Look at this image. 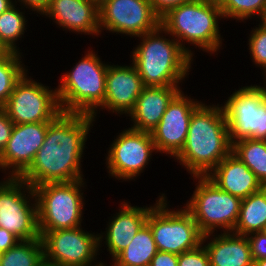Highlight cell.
<instances>
[{"label":"cell","instance_id":"cell-1","mask_svg":"<svg viewBox=\"0 0 266 266\" xmlns=\"http://www.w3.org/2000/svg\"><path fill=\"white\" fill-rule=\"evenodd\" d=\"M95 122L92 115L61 112L48 125L43 145L19 178L31 187L85 179L82 159Z\"/></svg>","mask_w":266,"mask_h":266},{"label":"cell","instance_id":"cell-2","mask_svg":"<svg viewBox=\"0 0 266 266\" xmlns=\"http://www.w3.org/2000/svg\"><path fill=\"white\" fill-rule=\"evenodd\" d=\"M231 152L222 105L203 102L192 113L185 145L173 161L185 168L191 177L207 176Z\"/></svg>","mask_w":266,"mask_h":266},{"label":"cell","instance_id":"cell-3","mask_svg":"<svg viewBox=\"0 0 266 266\" xmlns=\"http://www.w3.org/2000/svg\"><path fill=\"white\" fill-rule=\"evenodd\" d=\"M137 38L139 44L130 51V61L137 68L143 85L183 86L193 69L194 58L178 41L161 25Z\"/></svg>","mask_w":266,"mask_h":266},{"label":"cell","instance_id":"cell-4","mask_svg":"<svg viewBox=\"0 0 266 266\" xmlns=\"http://www.w3.org/2000/svg\"><path fill=\"white\" fill-rule=\"evenodd\" d=\"M221 19L224 21L220 6L207 0H190L170 9L160 18V25L192 58L196 57L193 47L216 56L224 45L219 30Z\"/></svg>","mask_w":266,"mask_h":266},{"label":"cell","instance_id":"cell-5","mask_svg":"<svg viewBox=\"0 0 266 266\" xmlns=\"http://www.w3.org/2000/svg\"><path fill=\"white\" fill-rule=\"evenodd\" d=\"M88 47L84 57L63 73L56 87L61 112L93 115L104 103L110 62Z\"/></svg>","mask_w":266,"mask_h":266},{"label":"cell","instance_id":"cell-6","mask_svg":"<svg viewBox=\"0 0 266 266\" xmlns=\"http://www.w3.org/2000/svg\"><path fill=\"white\" fill-rule=\"evenodd\" d=\"M85 180L44 183L33 187L37 202L39 232L82 226L86 204Z\"/></svg>","mask_w":266,"mask_h":266},{"label":"cell","instance_id":"cell-7","mask_svg":"<svg viewBox=\"0 0 266 266\" xmlns=\"http://www.w3.org/2000/svg\"><path fill=\"white\" fill-rule=\"evenodd\" d=\"M195 190L183 207L197 223L199 231L210 233L233 232L242 199L222 191L207 176H194ZM219 229V230H218ZM222 229V230H221Z\"/></svg>","mask_w":266,"mask_h":266},{"label":"cell","instance_id":"cell-8","mask_svg":"<svg viewBox=\"0 0 266 266\" xmlns=\"http://www.w3.org/2000/svg\"><path fill=\"white\" fill-rule=\"evenodd\" d=\"M163 196L149 211V225L158 251L180 255L202 244L203 234L191 214L182 205L176 210L169 207Z\"/></svg>","mask_w":266,"mask_h":266},{"label":"cell","instance_id":"cell-9","mask_svg":"<svg viewBox=\"0 0 266 266\" xmlns=\"http://www.w3.org/2000/svg\"><path fill=\"white\" fill-rule=\"evenodd\" d=\"M234 90L221 104L231 143L244 138L266 140V85L247 84Z\"/></svg>","mask_w":266,"mask_h":266},{"label":"cell","instance_id":"cell-10","mask_svg":"<svg viewBox=\"0 0 266 266\" xmlns=\"http://www.w3.org/2000/svg\"><path fill=\"white\" fill-rule=\"evenodd\" d=\"M0 227L20 240L40 238L34 188L20 178L0 180Z\"/></svg>","mask_w":266,"mask_h":266},{"label":"cell","instance_id":"cell-11","mask_svg":"<svg viewBox=\"0 0 266 266\" xmlns=\"http://www.w3.org/2000/svg\"><path fill=\"white\" fill-rule=\"evenodd\" d=\"M43 244L44 262L55 266H97L99 233L79 226L39 232Z\"/></svg>","mask_w":266,"mask_h":266},{"label":"cell","instance_id":"cell-12","mask_svg":"<svg viewBox=\"0 0 266 266\" xmlns=\"http://www.w3.org/2000/svg\"><path fill=\"white\" fill-rule=\"evenodd\" d=\"M28 73L16 83L1 108L14 124L52 122L61 113L56 87L33 80Z\"/></svg>","mask_w":266,"mask_h":266},{"label":"cell","instance_id":"cell-13","mask_svg":"<svg viewBox=\"0 0 266 266\" xmlns=\"http://www.w3.org/2000/svg\"><path fill=\"white\" fill-rule=\"evenodd\" d=\"M117 134L105 154L108 177L120 182L136 181L152 161L153 153H158L152 136L129 127Z\"/></svg>","mask_w":266,"mask_h":266},{"label":"cell","instance_id":"cell-14","mask_svg":"<svg viewBox=\"0 0 266 266\" xmlns=\"http://www.w3.org/2000/svg\"><path fill=\"white\" fill-rule=\"evenodd\" d=\"M100 37L102 32L133 37L156 30L160 17L149 0H107L99 6Z\"/></svg>","mask_w":266,"mask_h":266},{"label":"cell","instance_id":"cell-15","mask_svg":"<svg viewBox=\"0 0 266 266\" xmlns=\"http://www.w3.org/2000/svg\"><path fill=\"white\" fill-rule=\"evenodd\" d=\"M203 103L183 89L168 104L159 124L151 131L159 154L175 158L185 145L192 113Z\"/></svg>","mask_w":266,"mask_h":266},{"label":"cell","instance_id":"cell-16","mask_svg":"<svg viewBox=\"0 0 266 266\" xmlns=\"http://www.w3.org/2000/svg\"><path fill=\"white\" fill-rule=\"evenodd\" d=\"M51 122L14 124L10 139L0 154L4 177L19 178L33 162Z\"/></svg>","mask_w":266,"mask_h":266},{"label":"cell","instance_id":"cell-17","mask_svg":"<svg viewBox=\"0 0 266 266\" xmlns=\"http://www.w3.org/2000/svg\"><path fill=\"white\" fill-rule=\"evenodd\" d=\"M160 195L155 200L153 205H132L130 201L121 200L118 204V212L111 214L108 217L106 231L99 233V250H106L109 252L107 256L116 257L122 250H124L132 241L137 232L146 223L150 209L163 197L165 193ZM103 244V245H102Z\"/></svg>","mask_w":266,"mask_h":266},{"label":"cell","instance_id":"cell-18","mask_svg":"<svg viewBox=\"0 0 266 266\" xmlns=\"http://www.w3.org/2000/svg\"><path fill=\"white\" fill-rule=\"evenodd\" d=\"M130 63L118 65L110 62L106 74L104 103L92 115L95 121L103 110L119 117L124 115L126 118L133 110L144 85L137 68L131 61Z\"/></svg>","mask_w":266,"mask_h":266},{"label":"cell","instance_id":"cell-19","mask_svg":"<svg viewBox=\"0 0 266 266\" xmlns=\"http://www.w3.org/2000/svg\"><path fill=\"white\" fill-rule=\"evenodd\" d=\"M42 17L66 33L99 37V7L92 0H51Z\"/></svg>","mask_w":266,"mask_h":266},{"label":"cell","instance_id":"cell-20","mask_svg":"<svg viewBox=\"0 0 266 266\" xmlns=\"http://www.w3.org/2000/svg\"><path fill=\"white\" fill-rule=\"evenodd\" d=\"M182 86H144L133 110L127 117L129 128L149 132L159 124L168 104L184 88Z\"/></svg>","mask_w":266,"mask_h":266},{"label":"cell","instance_id":"cell-21","mask_svg":"<svg viewBox=\"0 0 266 266\" xmlns=\"http://www.w3.org/2000/svg\"><path fill=\"white\" fill-rule=\"evenodd\" d=\"M207 177L222 191L244 199L264 186L256 175L232 152Z\"/></svg>","mask_w":266,"mask_h":266},{"label":"cell","instance_id":"cell-22","mask_svg":"<svg viewBox=\"0 0 266 266\" xmlns=\"http://www.w3.org/2000/svg\"><path fill=\"white\" fill-rule=\"evenodd\" d=\"M202 244L209 255L210 266H253L247 236L233 232L203 235Z\"/></svg>","mask_w":266,"mask_h":266},{"label":"cell","instance_id":"cell-23","mask_svg":"<svg viewBox=\"0 0 266 266\" xmlns=\"http://www.w3.org/2000/svg\"><path fill=\"white\" fill-rule=\"evenodd\" d=\"M266 225V187L242 199L233 233L248 235L263 231Z\"/></svg>","mask_w":266,"mask_h":266},{"label":"cell","instance_id":"cell-24","mask_svg":"<svg viewBox=\"0 0 266 266\" xmlns=\"http://www.w3.org/2000/svg\"><path fill=\"white\" fill-rule=\"evenodd\" d=\"M25 10L22 6L19 7L18 5L17 7V4L14 3L5 12L0 14V52L23 53L20 47H18V41L25 37L24 33L27 32V26H29L27 25L29 22L25 16Z\"/></svg>","mask_w":266,"mask_h":266},{"label":"cell","instance_id":"cell-25","mask_svg":"<svg viewBox=\"0 0 266 266\" xmlns=\"http://www.w3.org/2000/svg\"><path fill=\"white\" fill-rule=\"evenodd\" d=\"M157 252L152 231L149 225L145 223L130 244L116 258L128 265L149 266Z\"/></svg>","mask_w":266,"mask_h":266},{"label":"cell","instance_id":"cell-26","mask_svg":"<svg viewBox=\"0 0 266 266\" xmlns=\"http://www.w3.org/2000/svg\"><path fill=\"white\" fill-rule=\"evenodd\" d=\"M232 153L239 158L266 187V140L244 138L232 143Z\"/></svg>","mask_w":266,"mask_h":266},{"label":"cell","instance_id":"cell-27","mask_svg":"<svg viewBox=\"0 0 266 266\" xmlns=\"http://www.w3.org/2000/svg\"><path fill=\"white\" fill-rule=\"evenodd\" d=\"M22 57L23 54L16 52H0V107L8 101L16 83L28 71Z\"/></svg>","mask_w":266,"mask_h":266},{"label":"cell","instance_id":"cell-28","mask_svg":"<svg viewBox=\"0 0 266 266\" xmlns=\"http://www.w3.org/2000/svg\"><path fill=\"white\" fill-rule=\"evenodd\" d=\"M44 262L41 238L20 240L1 253L0 266H41Z\"/></svg>","mask_w":266,"mask_h":266},{"label":"cell","instance_id":"cell-29","mask_svg":"<svg viewBox=\"0 0 266 266\" xmlns=\"http://www.w3.org/2000/svg\"><path fill=\"white\" fill-rule=\"evenodd\" d=\"M224 20L245 22L255 18L262 21L266 14V0H226L220 6ZM258 18V20H257Z\"/></svg>","mask_w":266,"mask_h":266},{"label":"cell","instance_id":"cell-30","mask_svg":"<svg viewBox=\"0 0 266 266\" xmlns=\"http://www.w3.org/2000/svg\"><path fill=\"white\" fill-rule=\"evenodd\" d=\"M259 24L251 28L248 36V50L250 59L255 67L261 69L263 74L266 71V24L262 21H257Z\"/></svg>","mask_w":266,"mask_h":266},{"label":"cell","instance_id":"cell-31","mask_svg":"<svg viewBox=\"0 0 266 266\" xmlns=\"http://www.w3.org/2000/svg\"><path fill=\"white\" fill-rule=\"evenodd\" d=\"M178 266H210L209 255L204 245L178 255Z\"/></svg>","mask_w":266,"mask_h":266},{"label":"cell","instance_id":"cell-32","mask_svg":"<svg viewBox=\"0 0 266 266\" xmlns=\"http://www.w3.org/2000/svg\"><path fill=\"white\" fill-rule=\"evenodd\" d=\"M253 261L266 259V234L263 231L246 235Z\"/></svg>","mask_w":266,"mask_h":266},{"label":"cell","instance_id":"cell-33","mask_svg":"<svg viewBox=\"0 0 266 266\" xmlns=\"http://www.w3.org/2000/svg\"><path fill=\"white\" fill-rule=\"evenodd\" d=\"M13 126L8 114L0 107V154L10 139Z\"/></svg>","mask_w":266,"mask_h":266},{"label":"cell","instance_id":"cell-34","mask_svg":"<svg viewBox=\"0 0 266 266\" xmlns=\"http://www.w3.org/2000/svg\"><path fill=\"white\" fill-rule=\"evenodd\" d=\"M51 0H14V3H16L19 6H22L23 8H26L28 14H36L37 17L40 15L42 16L43 13L47 10L49 7ZM34 11V13H33ZM39 14V15H38Z\"/></svg>","mask_w":266,"mask_h":266},{"label":"cell","instance_id":"cell-35","mask_svg":"<svg viewBox=\"0 0 266 266\" xmlns=\"http://www.w3.org/2000/svg\"><path fill=\"white\" fill-rule=\"evenodd\" d=\"M154 12L161 18L170 9L180 6L190 0H149Z\"/></svg>","mask_w":266,"mask_h":266},{"label":"cell","instance_id":"cell-36","mask_svg":"<svg viewBox=\"0 0 266 266\" xmlns=\"http://www.w3.org/2000/svg\"><path fill=\"white\" fill-rule=\"evenodd\" d=\"M149 266H178V255L170 252L158 251Z\"/></svg>","mask_w":266,"mask_h":266},{"label":"cell","instance_id":"cell-37","mask_svg":"<svg viewBox=\"0 0 266 266\" xmlns=\"http://www.w3.org/2000/svg\"><path fill=\"white\" fill-rule=\"evenodd\" d=\"M20 239L13 233L7 231L5 228L0 227V252H5L11 247L15 246Z\"/></svg>","mask_w":266,"mask_h":266},{"label":"cell","instance_id":"cell-38","mask_svg":"<svg viewBox=\"0 0 266 266\" xmlns=\"http://www.w3.org/2000/svg\"><path fill=\"white\" fill-rule=\"evenodd\" d=\"M14 4V0H0V14L5 12Z\"/></svg>","mask_w":266,"mask_h":266},{"label":"cell","instance_id":"cell-39","mask_svg":"<svg viewBox=\"0 0 266 266\" xmlns=\"http://www.w3.org/2000/svg\"><path fill=\"white\" fill-rule=\"evenodd\" d=\"M110 261L112 262L108 266H134V265H128V264L122 263L116 257H112Z\"/></svg>","mask_w":266,"mask_h":266},{"label":"cell","instance_id":"cell-40","mask_svg":"<svg viewBox=\"0 0 266 266\" xmlns=\"http://www.w3.org/2000/svg\"><path fill=\"white\" fill-rule=\"evenodd\" d=\"M253 266H266V259L253 261Z\"/></svg>","mask_w":266,"mask_h":266},{"label":"cell","instance_id":"cell-41","mask_svg":"<svg viewBox=\"0 0 266 266\" xmlns=\"http://www.w3.org/2000/svg\"><path fill=\"white\" fill-rule=\"evenodd\" d=\"M207 1L214 5L221 6L226 0H207Z\"/></svg>","mask_w":266,"mask_h":266},{"label":"cell","instance_id":"cell-42","mask_svg":"<svg viewBox=\"0 0 266 266\" xmlns=\"http://www.w3.org/2000/svg\"><path fill=\"white\" fill-rule=\"evenodd\" d=\"M92 1L99 7L107 0H92Z\"/></svg>","mask_w":266,"mask_h":266},{"label":"cell","instance_id":"cell-43","mask_svg":"<svg viewBox=\"0 0 266 266\" xmlns=\"http://www.w3.org/2000/svg\"><path fill=\"white\" fill-rule=\"evenodd\" d=\"M262 75H263V77H262V78L264 79V80H263V82H264L263 84H265V85H266V71H265V72H264Z\"/></svg>","mask_w":266,"mask_h":266},{"label":"cell","instance_id":"cell-44","mask_svg":"<svg viewBox=\"0 0 266 266\" xmlns=\"http://www.w3.org/2000/svg\"><path fill=\"white\" fill-rule=\"evenodd\" d=\"M41 266H55V265H51V264H48L46 262H43V264Z\"/></svg>","mask_w":266,"mask_h":266},{"label":"cell","instance_id":"cell-45","mask_svg":"<svg viewBox=\"0 0 266 266\" xmlns=\"http://www.w3.org/2000/svg\"><path fill=\"white\" fill-rule=\"evenodd\" d=\"M97 266H105V262L103 261H101Z\"/></svg>","mask_w":266,"mask_h":266},{"label":"cell","instance_id":"cell-46","mask_svg":"<svg viewBox=\"0 0 266 266\" xmlns=\"http://www.w3.org/2000/svg\"><path fill=\"white\" fill-rule=\"evenodd\" d=\"M262 22H263L264 24H266V14H265V16H264Z\"/></svg>","mask_w":266,"mask_h":266},{"label":"cell","instance_id":"cell-47","mask_svg":"<svg viewBox=\"0 0 266 266\" xmlns=\"http://www.w3.org/2000/svg\"><path fill=\"white\" fill-rule=\"evenodd\" d=\"M263 232L266 234V225H265V227H264V229H263Z\"/></svg>","mask_w":266,"mask_h":266}]
</instances>
